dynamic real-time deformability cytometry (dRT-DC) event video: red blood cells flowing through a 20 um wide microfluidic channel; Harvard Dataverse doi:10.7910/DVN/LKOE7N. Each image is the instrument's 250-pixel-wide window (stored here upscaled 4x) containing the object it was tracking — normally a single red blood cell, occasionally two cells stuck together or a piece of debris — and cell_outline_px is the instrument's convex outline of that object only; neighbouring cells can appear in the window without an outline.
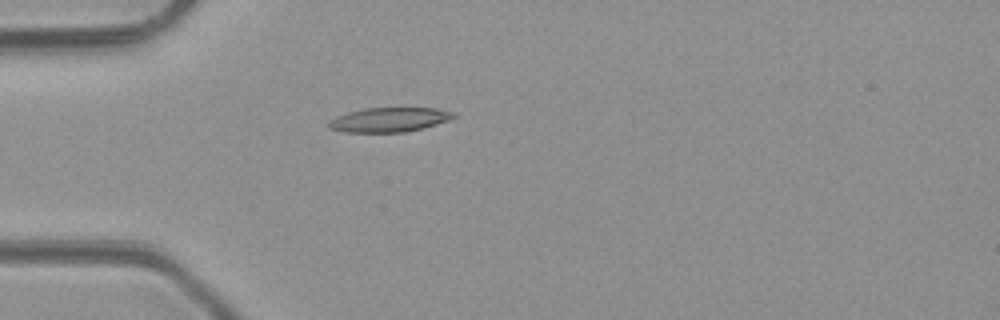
{"species": "common noctule bat (a hibernating species)", "species_latin": "Nyctalus noctula", "temperature_condition": "room temperature", "stored_images_in_passage": 1, "camera_frame_rate_fps": 3000, "um_per_image_px": 0.085, "animal": {"sex": "male", "body_mass_g": 23.1, "forearm_length_mm": 52.7}, "frame": {"image": 1, "passage_image": 1, "time_ms": 0.0, "image_size_px": [1000, 320], "cell_outline_px": [[456, 116], [448, 120], [424, 128], [404, 132], [344, 132], [328, 128], [328, 120], [336, 116], [348, 112], [364, 108], [436, 108], [456, 112]], "centroid_in_image_um": [33.07, 10.17], "position_along_channel_um": 51.9, "area_um2": 17.86}}